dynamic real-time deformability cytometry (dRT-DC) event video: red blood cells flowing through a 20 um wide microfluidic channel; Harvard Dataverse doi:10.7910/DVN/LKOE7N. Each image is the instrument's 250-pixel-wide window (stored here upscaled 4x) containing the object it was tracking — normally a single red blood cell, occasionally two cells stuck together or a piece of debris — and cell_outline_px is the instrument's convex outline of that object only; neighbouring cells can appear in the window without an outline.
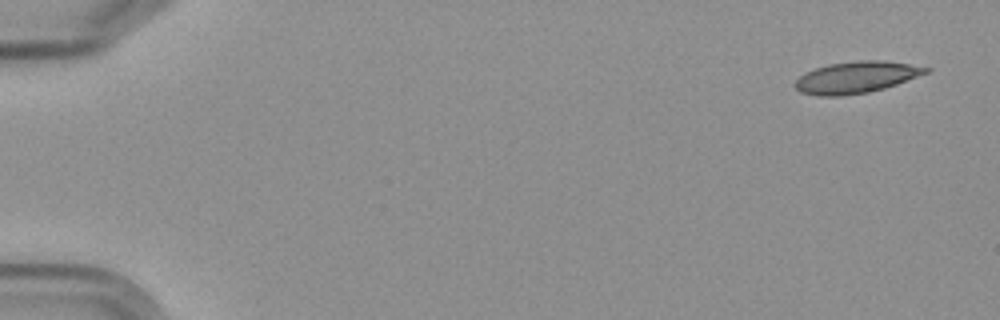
{"species": "Egyptian fruit bat (a non-hibernating species)", "species_latin": "Rousettus aegyptiacus", "temperature_condition": "cold", "stored_images_in_passage": 3, "segment_of_instrument_passage": [2, 2], "camera_frame_rate_fps": 3000, "um_per_image_px": 0.085, "frame": {"image": 1, "passage_image": 3, "time_ms": 3.333, "image_size_px": [1000, 320], "cell_outline_px": [[932, 68], [928, 72], [896, 84], [884, 88], [868, 92], [840, 96], [816, 96], [800, 92], [792, 84], [800, 76], [816, 68], [828, 64], [856, 60], [884, 60]], "centroid_in_image_um": [72.75, 6.57], "position_along_channel_um": 12.3, "area_um2": 23.99}}